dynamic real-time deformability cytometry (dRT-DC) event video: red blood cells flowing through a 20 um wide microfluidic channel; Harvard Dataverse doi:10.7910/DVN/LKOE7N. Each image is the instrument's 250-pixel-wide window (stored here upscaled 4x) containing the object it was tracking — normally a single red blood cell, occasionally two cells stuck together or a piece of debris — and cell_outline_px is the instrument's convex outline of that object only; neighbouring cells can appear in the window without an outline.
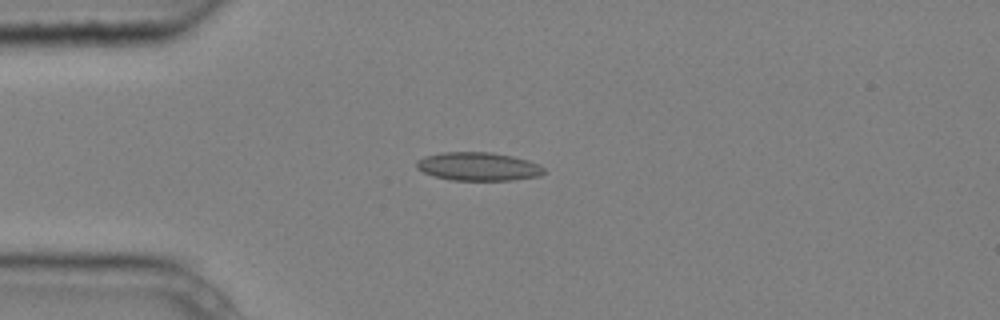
{"species": "common noctule bat (a hibernating species)", "species_latin": "Nyctalus noctula", "temperature_condition": "cold", "stored_images_in_passage": 6, "camera_frame_rate_fps": 3000, "um_per_image_px": 0.085, "animal": {"sex": "male", "body_mass_g": 20.4}, "frame": {"image": 1, "passage_image": 4, "time_ms": 1.0, "image_size_px": [1000, 320], "cell_outline_px": [[544, 172], [540, 176], [512, 180], [452, 180], [436, 176], [424, 172], [416, 168], [416, 160], [424, 156], [444, 152], [492, 152], [512, 156], [528, 160], [540, 164], [544, 168]], "centroid_in_image_um": [40.66, 14.14], "position_along_channel_um": 44.3, "area_um2": 21.1}}
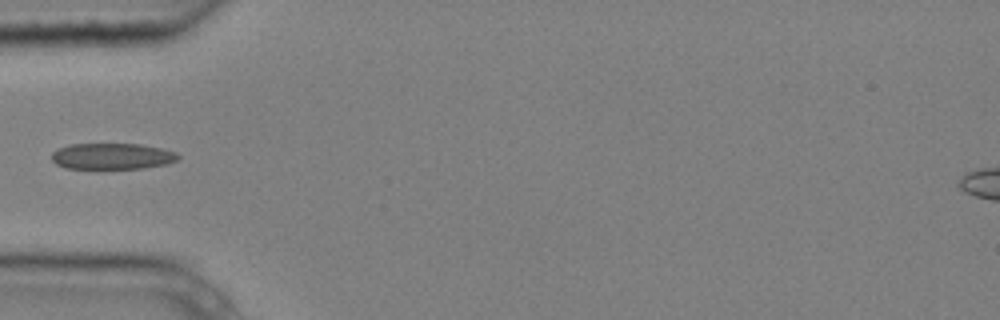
{"frame": {"image": 2, "passage_image": 5, "time_ms": 1.333, "image_size_px": [1000, 320], "cell_outline_px": [[180, 156], [176, 160], [164, 164], [144, 168], [64, 168], [56, 164], [52, 160], [52, 152], [56, 148], [72, 144], [140, 144], [160, 148], [176, 152]], "centroid_in_image_um": [9.49, 13.27], "position_along_channel_um": 75.5, "area_um2": 19.13}}
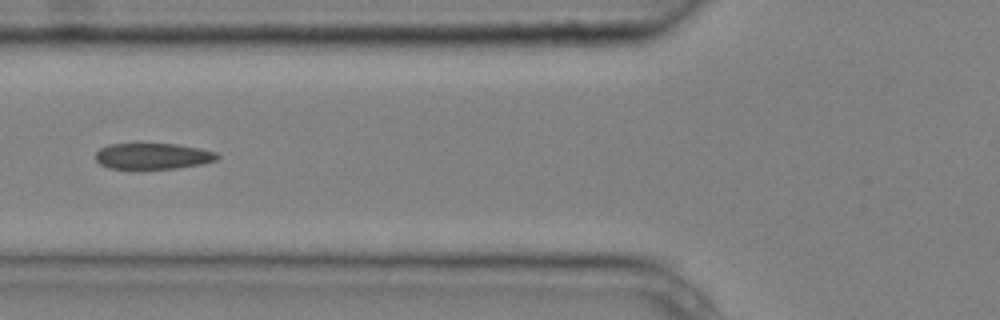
{"frame": {"image": 3, "passage_image": 6, "time_ms": 1.667, "image_size_px": [1000, 320], "cell_outline_px": [[220, 156], [216, 160], [204, 164], [176, 168], [108, 168], [100, 164], [96, 160], [96, 152], [100, 148], [108, 144], [176, 144], [200, 148], [216, 152]], "centroid_in_image_um": [13.01, 13.26], "position_along_channel_um": 112.8, "area_um2": 18.38}}